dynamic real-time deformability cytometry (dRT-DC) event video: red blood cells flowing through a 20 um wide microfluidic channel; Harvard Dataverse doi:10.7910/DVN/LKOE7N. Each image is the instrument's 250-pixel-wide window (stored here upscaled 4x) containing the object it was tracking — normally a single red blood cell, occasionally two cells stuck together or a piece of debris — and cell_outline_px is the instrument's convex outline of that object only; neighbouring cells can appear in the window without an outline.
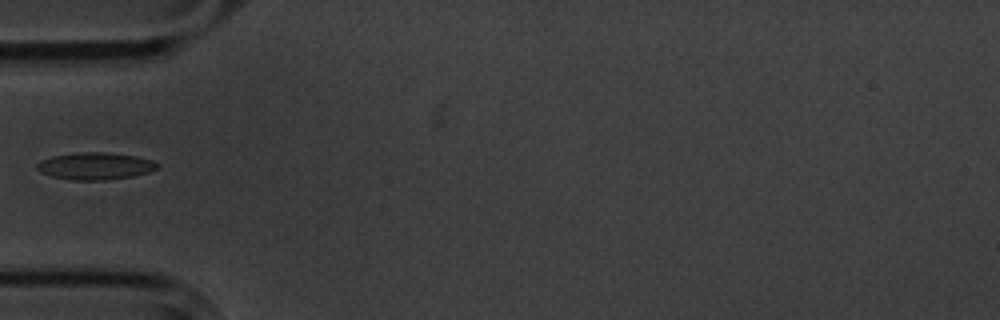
{"species": "common noctule bat (a hibernating species)", "species_latin": "Nyctalus noctula", "temperature_condition": "cold", "stored_images_in_passage": 2, "camera_frame_rate_fps": 3000, "um_per_image_px": 0.085, "animal": {"sex": "male", "body_mass_g": 20.1, "forearm_length_mm": 53.5}, "frame": {"image": 1, "passage_image": 2, "time_ms": 1.333, "image_size_px": [1000, 320], "cell_outline_px": [[160, 164], [156, 168], [148, 172], [132, 176], [104, 180], [68, 180], [52, 176], [40, 172], [36, 168], [36, 164], [40, 160], [52, 156], [76, 152], [104, 152], [136, 156], [152, 160]], "centroid_in_image_um": [8.05, 14.11], "position_along_channel_um": 76.9, "area_um2": 19.07}}